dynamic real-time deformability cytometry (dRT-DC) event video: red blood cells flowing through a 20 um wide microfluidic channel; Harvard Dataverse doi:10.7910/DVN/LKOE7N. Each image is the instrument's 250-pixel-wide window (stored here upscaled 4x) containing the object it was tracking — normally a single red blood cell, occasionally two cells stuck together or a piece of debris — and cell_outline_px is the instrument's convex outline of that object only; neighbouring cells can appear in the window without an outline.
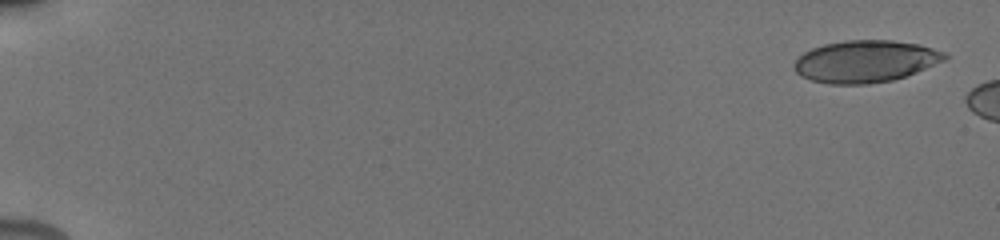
{"species": "human", "species_latin": "Homo sapiens", "temperature_condition": "cold", "stored_images_in_passage": 9, "camera_frame_rate_fps": 3000, "um_per_image_px": 0.085, "donor": {"sex": "male"}, "frame": {"image": 1, "passage_image": 1, "time_ms": 0.0, "image_size_px": [1000, 240], "cell_outline_px": [[948, 56], [944, 60], [916, 72], [892, 80], [868, 84], [828, 84], [812, 80], [800, 76], [792, 68], [796, 60], [804, 52], [812, 48], [824, 44], [844, 40], [892, 40], [920, 44], [944, 52]], "centroid_in_image_um": [73.53, 5.21], "position_along_channel_um": 11.5, "area_um2": 36.82}}